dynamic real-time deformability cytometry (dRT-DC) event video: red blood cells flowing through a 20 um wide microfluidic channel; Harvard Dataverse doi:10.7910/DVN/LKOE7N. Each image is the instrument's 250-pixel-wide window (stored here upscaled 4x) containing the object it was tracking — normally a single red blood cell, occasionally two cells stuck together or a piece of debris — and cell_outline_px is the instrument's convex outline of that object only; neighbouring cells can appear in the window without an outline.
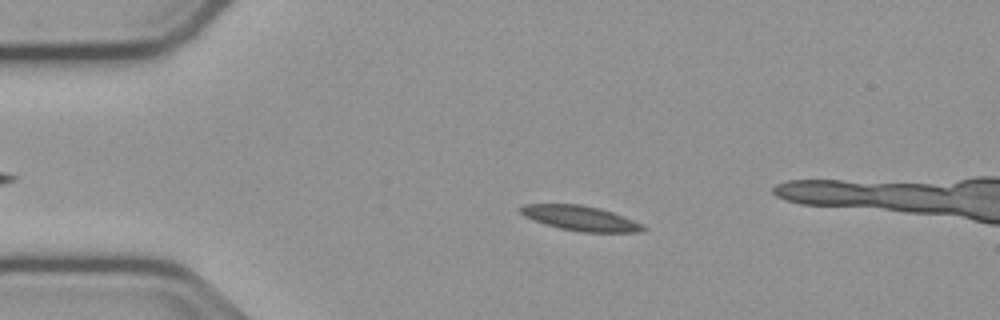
{"species": "common noctule bat (a hibernating species)", "species_latin": "Nyctalus noctula", "temperature_condition": "cold", "stored_images_in_passage": 48, "camera_frame_rate_fps": 3000, "um_per_image_px": 0.085, "animal": {"sex": "male", "body_mass_g": 23.1, "forearm_length_mm": 52.7}, "frame": {"image": 1, "passage_image": 11, "time_ms": 3.333, "image_size_px": [1000, 320], "cell_outline_px": [[648, 228], [640, 232], [580, 232], [560, 228], [544, 224], [524, 216], [520, 212], [520, 208], [524, 204], [580, 204], [600, 208], [612, 212], [632, 220]], "centroid_in_image_um": [49.31, 18.55], "position_along_channel_um": 35.7, "area_um2": 17.63}}
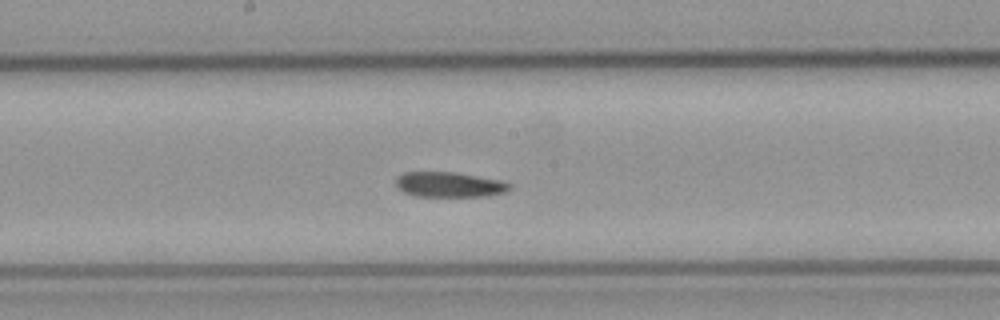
{"frame": {"image": 2, "passage_image": 28, "time_ms": 9.0, "image_size_px": [1000, 320], "cell_outline_px": [[512, 188], [504, 192], [488, 196], [416, 196], [404, 192], [396, 188], [396, 176], [404, 172], [456, 172], [500, 180], [512, 184]], "centroid_in_image_um": [38.18, 15.68], "position_along_channel_um": 210.0, "area_um2": 16.76}}
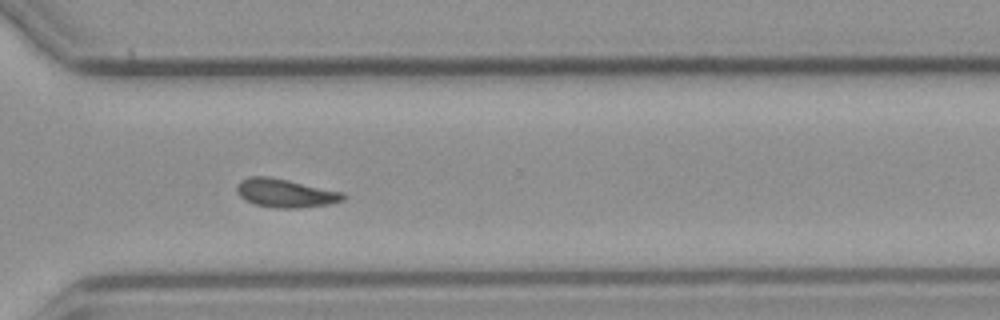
{"frame": {"image": 3, "passage_image": 39, "time_ms": 12.667, "image_size_px": [1000, 320], "cell_outline_px": [[348, 196], [344, 200], [332, 204], [296, 208], [276, 208], [256, 204], [244, 200], [236, 192], [236, 184], [240, 180], [248, 176], [268, 176], [288, 180], [344, 192]], "centroid_in_image_um": [24.26, 16.41], "position_along_channel_um": 346.3, "area_um2": 17.92}}